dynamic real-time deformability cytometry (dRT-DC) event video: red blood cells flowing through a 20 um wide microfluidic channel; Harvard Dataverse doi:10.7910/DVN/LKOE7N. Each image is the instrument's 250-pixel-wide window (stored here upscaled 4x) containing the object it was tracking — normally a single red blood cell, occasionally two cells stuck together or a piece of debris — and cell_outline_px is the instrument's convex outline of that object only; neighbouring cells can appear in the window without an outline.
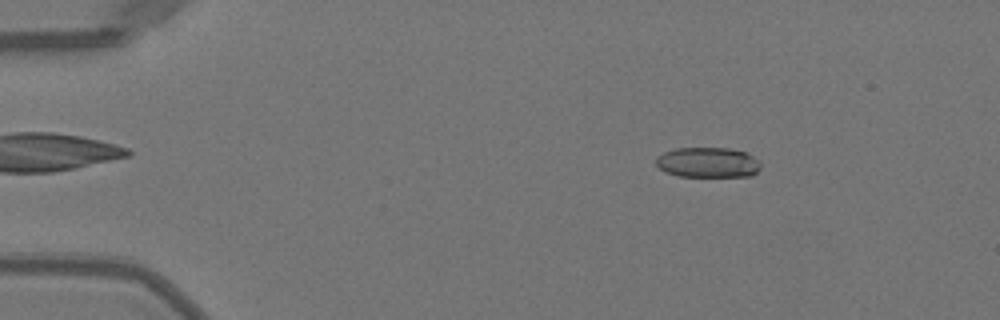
{"species": "Egyptian fruit bat (a non-hibernating species)", "species_latin": "Rousettus aegyptiacus", "temperature_condition": "warm", "stored_images_in_passage": 44, "camera_frame_rate_fps": 3000, "um_per_image_px": 0.085, "animal": {"sex": "female"}, "frame": {"image": 1, "passage_image": 1, "time_ms": 0.0, "image_size_px": [1000, 320], "cell_outline_px": [[760, 168], [752, 176], [680, 176], [664, 172], [656, 164], [656, 156], [664, 152], [676, 148], [728, 148], [748, 152], [760, 164]], "centroid_in_image_um": [60.15, 13.8], "position_along_channel_um": 24.9, "area_um2": 18.44}}
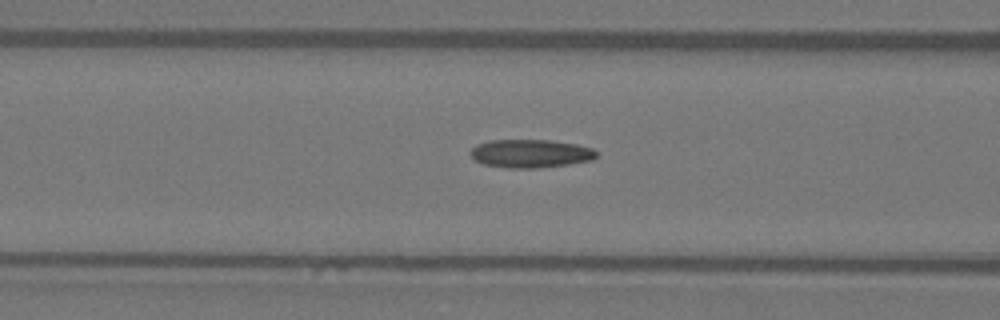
{"frame": {"image": 2, "passage_image": 14, "time_ms": 4.333, "image_size_px": [1000, 320], "cell_outline_px": [[596, 156], [592, 160], [568, 164], [536, 168], [508, 168], [484, 164], [476, 160], [468, 152], [476, 144], [488, 140], [548, 140], [576, 144], [592, 148], [596, 152]], "centroid_in_image_um": [45.06, 13.04], "position_along_channel_um": 121.5, "area_um2": 20.69}}
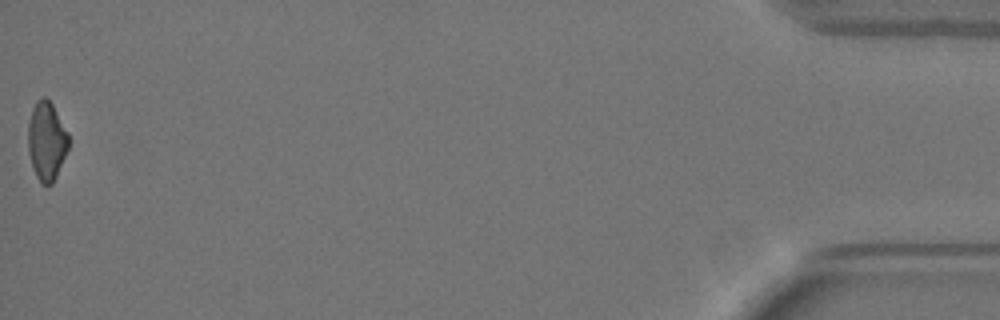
{"frame": {"image": 3, "passage_image": 44, "time_ms": 14.333, "image_size_px": [1000, 320], "cell_outline_px": [[68, 148], [56, 176], [52, 184], [40, 184], [32, 168], [28, 152], [28, 124], [32, 108], [36, 100], [40, 96], [44, 96], [52, 104], [68, 132]], "centroid_in_image_um": [3.93, 11.97], "position_along_channel_um": 431.3, "area_um2": 18.61}, "authors_computed_cell_mechanics": {"area_um2": 19.9988, "velocity_mm_per_s": 4.0359, "shape_relaxation_time_tau1_ms": null, "shape_relaxation_time_tau2_ms": 4.1244, "deformation_change_tau1": null, "deformation_change_tau2": 0.1205}}